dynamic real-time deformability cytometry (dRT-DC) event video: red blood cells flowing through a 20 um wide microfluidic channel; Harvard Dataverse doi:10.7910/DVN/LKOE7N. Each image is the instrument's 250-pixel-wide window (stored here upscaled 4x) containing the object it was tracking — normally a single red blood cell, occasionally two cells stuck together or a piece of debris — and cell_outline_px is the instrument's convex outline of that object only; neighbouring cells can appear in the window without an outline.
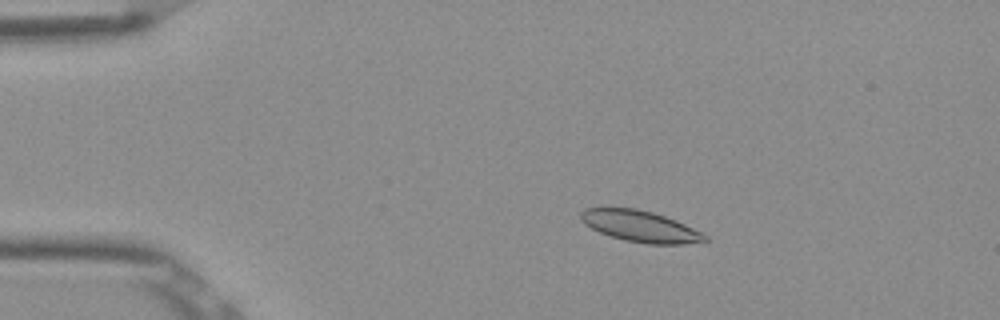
{"species": "Egyptian fruit bat (a non-hibernating species)", "species_latin": "Rousettus aegyptiacus", "temperature_condition": "room temperature", "stored_images_in_passage": 53, "camera_frame_rate_fps": 3000, "um_per_image_px": 0.085, "frame": {"image": 1, "passage_image": 10, "time_ms": 3.0, "image_size_px": [1000, 320], "cell_outline_px": [[708, 240], [684, 244], [648, 244], [624, 240], [600, 232], [584, 224], [580, 220], [580, 212], [584, 208], [636, 208], [652, 212], [676, 220], [708, 236]], "centroid_in_image_um": [54.4, 19.23], "position_along_channel_um": 30.6, "area_um2": 22.43}}
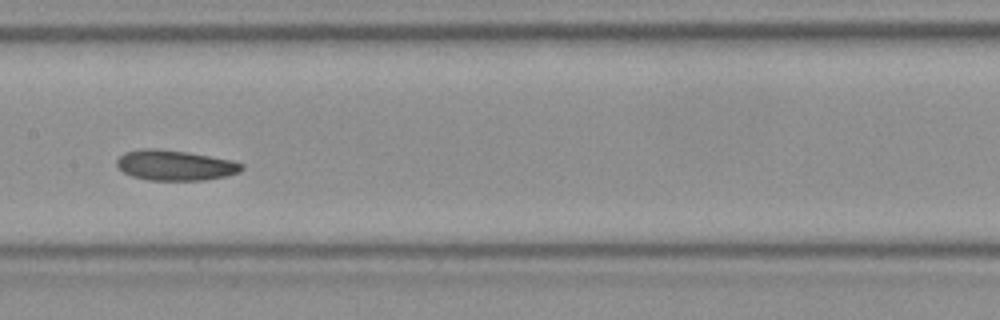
{"frame": {"image": 2, "passage_image": 27, "time_ms": 8.667, "image_size_px": [1000, 320], "cell_outline_px": [[244, 168], [240, 172], [224, 176], [204, 180], [148, 180], [132, 176], [124, 172], [116, 164], [116, 160], [124, 152], [140, 148], [156, 148], [188, 152], [232, 160], [244, 164]], "centroid_in_image_um": [14.87, 14.04], "position_along_channel_um": 192.5, "area_um2": 22.14}}
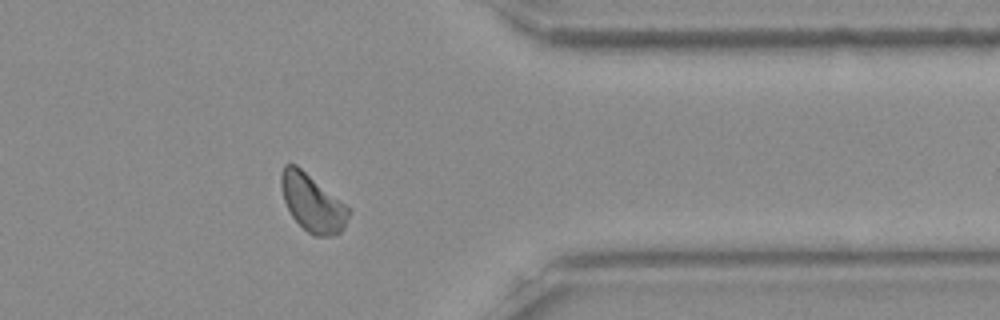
{"frame": {"image": 3, "passage_image": 43, "time_ms": 14.0, "image_size_px": [1000, 320], "cell_outline_px": [[352, 212], [344, 228], [340, 232], [332, 236], [316, 236], [308, 232], [292, 216], [284, 200], [280, 184], [280, 176], [284, 164], [296, 164], [344, 204]], "centroid_in_image_um": [26.55, 17.25], "position_along_channel_um": 384.9, "area_um2": 22.2}, "authors_computed_cell_mechanics": {"area_um2": 22.1374, "velocity_mm_per_s": 3.8476, "shape_relaxation_time_tau1_ms": 5.3796, "shape_relaxation_time_tau2_ms": 4.8936, "deformation_change_tau1": 0.0742, "deformation_change_tau2": 0.0863}}